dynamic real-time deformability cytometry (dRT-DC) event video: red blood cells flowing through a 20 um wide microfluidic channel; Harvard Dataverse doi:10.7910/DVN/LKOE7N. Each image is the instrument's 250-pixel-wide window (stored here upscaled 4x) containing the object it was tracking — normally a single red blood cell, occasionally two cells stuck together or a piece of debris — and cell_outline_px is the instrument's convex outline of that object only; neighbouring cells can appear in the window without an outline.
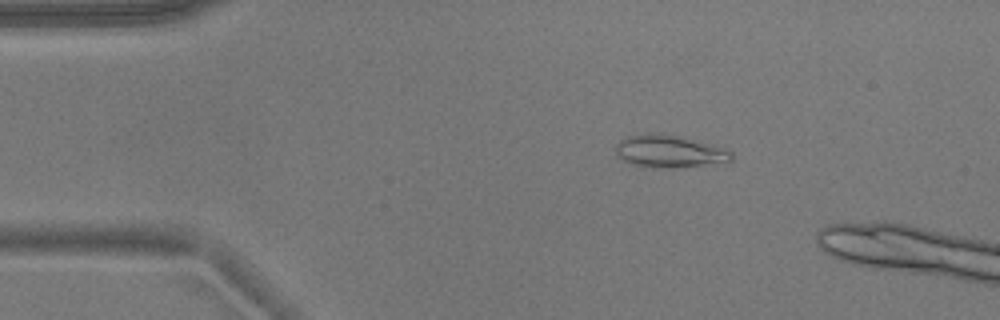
{"species": "common noctule bat (a hibernating species)", "species_latin": "Nyctalus noctula", "temperature_condition": "warm", "stored_images_in_passage": 45, "camera_frame_rate_fps": 3000, "um_per_image_px": 0.085, "animal": {"sex": "male", "body_mass_g": 17.9}, "frame": {"image": 1, "passage_image": 7, "time_ms": 2.0, "image_size_px": [1000, 320], "cell_outline_px": [[732, 160], [684, 168], [652, 168], [632, 164], [620, 160], [616, 156], [616, 144], [624, 136], [644, 132], [676, 136], [708, 144], [732, 152]], "centroid_in_image_um": [56.77, 12.88], "position_along_channel_um": 28.2, "area_um2": 21.85}}
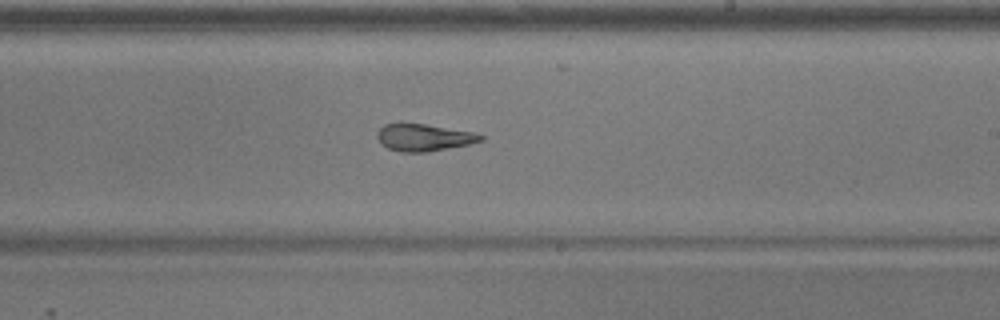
{"frame": {"image": 2, "passage_image": 29, "time_ms": 9.333, "image_size_px": [1000, 320], "cell_outline_px": [[484, 140], [468, 144], [428, 152], [400, 152], [388, 148], [380, 144], [376, 136], [376, 132], [384, 124], [400, 120], [472, 132], [484, 136]], "centroid_in_image_um": [35.92, 11.65], "position_along_channel_um": 253.1, "area_um2": 16.76}}
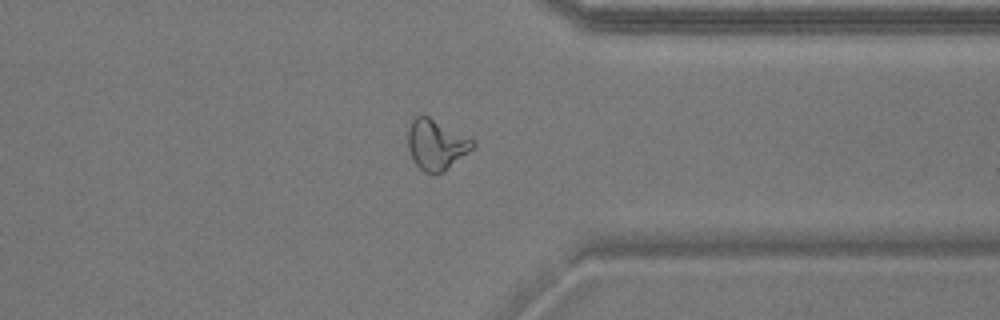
{"frame": {"image": 3, "passage_image": 39, "time_ms": 12.667, "image_size_px": [1000, 320], "cell_outline_px": [[476, 144], [472, 148], [444, 172], [424, 172], [416, 164], [408, 148], [408, 128], [412, 120], [416, 116], [428, 116], [476, 140]], "centroid_in_image_um": [37.09, 12.27], "position_along_channel_um": 374.3, "area_um2": 18.73}}